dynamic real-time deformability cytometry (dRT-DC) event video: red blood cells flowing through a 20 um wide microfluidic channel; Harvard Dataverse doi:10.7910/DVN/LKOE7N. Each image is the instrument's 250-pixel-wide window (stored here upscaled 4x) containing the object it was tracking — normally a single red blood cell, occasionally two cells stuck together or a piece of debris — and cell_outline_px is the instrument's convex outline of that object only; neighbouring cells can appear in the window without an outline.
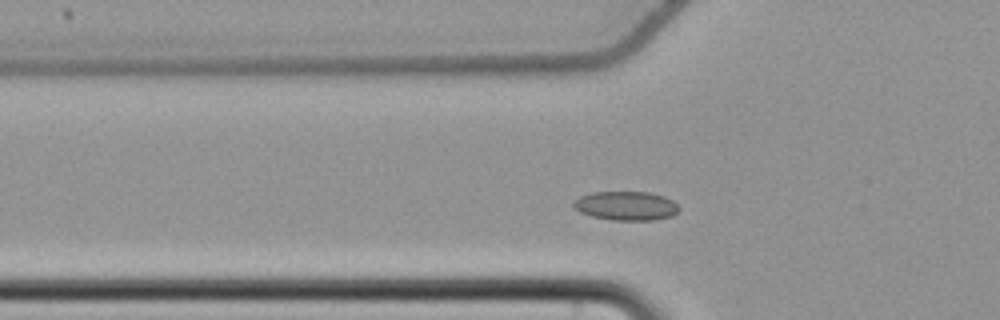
{"species": "common noctule bat (a hibernating species)", "species_latin": "Nyctalus noctula", "temperature_condition": "cold", "stored_images_in_passage": 47, "camera_frame_rate_fps": 3000, "um_per_image_px": 0.085, "animal": {"sex": "female", "body_mass_g": 22.7, "forearm_length_mm": 54.2}, "frame": {"image": 1, "passage_image": 10, "time_ms": 3.0, "image_size_px": [1000, 320], "cell_outline_px": [[680, 208], [672, 216], [656, 220], [612, 220], [592, 216], [580, 212], [572, 204], [580, 196], [592, 192], [648, 192], [664, 196], [672, 200]], "centroid_in_image_um": [53.23, 17.49], "position_along_channel_um": 72.6, "area_um2": 17.74}}
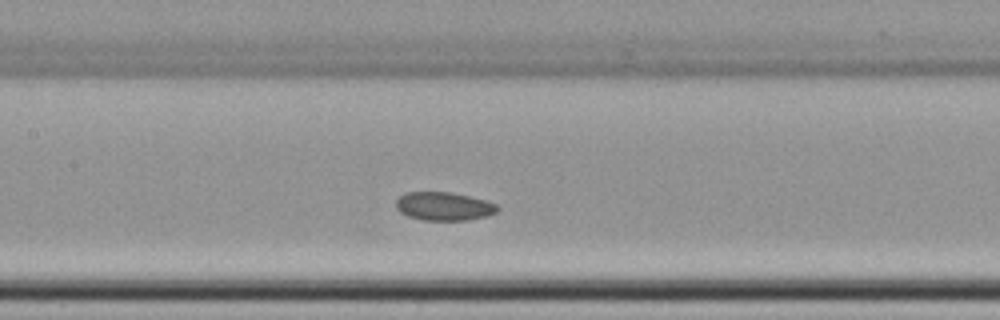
{"frame": {"image": 2, "passage_image": 18, "time_ms": 5.667, "image_size_px": [1000, 320], "cell_outline_px": [[500, 208], [496, 212], [488, 216], [468, 220], [424, 220], [408, 216], [400, 212], [396, 208], [396, 200], [404, 192], [452, 192], [484, 200], [496, 204]], "centroid_in_image_um": [37.72, 17.53], "position_along_channel_um": 169.7, "area_um2": 16.82}}
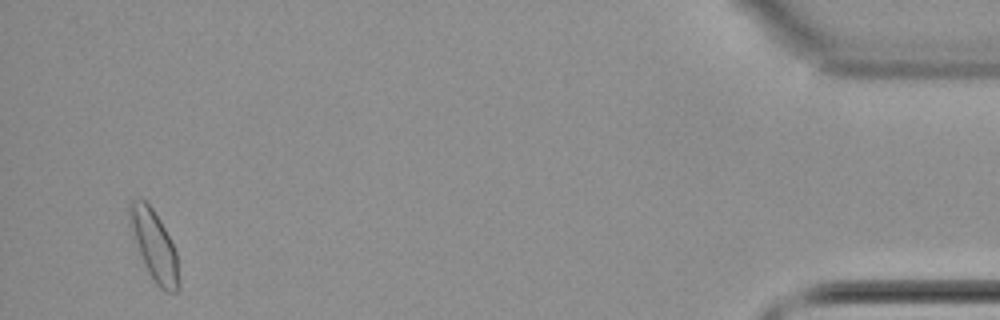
{"frame": {"image": 3, "passage_image": 45, "time_ms": 14.667, "image_size_px": [1000, 320], "cell_outline_px": [[180, 288], [176, 292], [168, 292], [160, 288], [156, 284], [148, 272], [144, 264], [128, 224], [128, 204], [132, 200], [144, 200], [152, 208], [160, 220], [176, 252], [180, 284]], "centroid_in_image_um": [13.09, 20.88], "position_along_channel_um": 422.1, "area_um2": 19.94}, "authors_computed_cell_mechanics": {"area_um2": 17.5134, "velocity_mm_per_s": 3.6836, "shape_relaxation_time_tau1_ms": null, "shape_relaxation_time_tau2_ms": 2.7425, "deformation_change_tau1": null, "deformation_change_tau2": 0.0528}}